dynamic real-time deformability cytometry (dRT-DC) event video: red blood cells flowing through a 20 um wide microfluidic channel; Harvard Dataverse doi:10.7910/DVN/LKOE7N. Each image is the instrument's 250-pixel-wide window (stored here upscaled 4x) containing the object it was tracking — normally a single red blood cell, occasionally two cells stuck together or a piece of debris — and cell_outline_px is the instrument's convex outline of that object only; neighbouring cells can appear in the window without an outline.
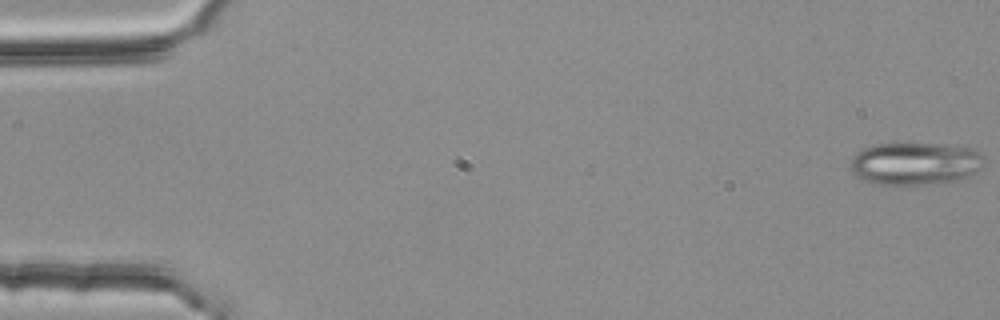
{"species": "common noctule bat (a hibernating species)", "species_latin": "Nyctalus noctula", "temperature_condition": "room temperature", "stored_images_in_passage": 54, "camera_frame_rate_fps": 3000, "um_per_image_px": 0.085, "animal": {"sex": "female", "body_mass_g": 25.1}, "frame": {"image": 1, "passage_image": 1, "time_ms": 0.0, "image_size_px": [1000, 320], "cell_outline_px": [[984, 156], [980, 168], [976, 172], [968, 176], [952, 180], [924, 184], [876, 184], [864, 180], [856, 176], [852, 172], [852, 156], [860, 148], [872, 144], [956, 144], [972, 148], [980, 152]], "centroid_in_image_um": [77.77, 13.87], "position_along_channel_um": 7.2, "area_um2": 33.12}}
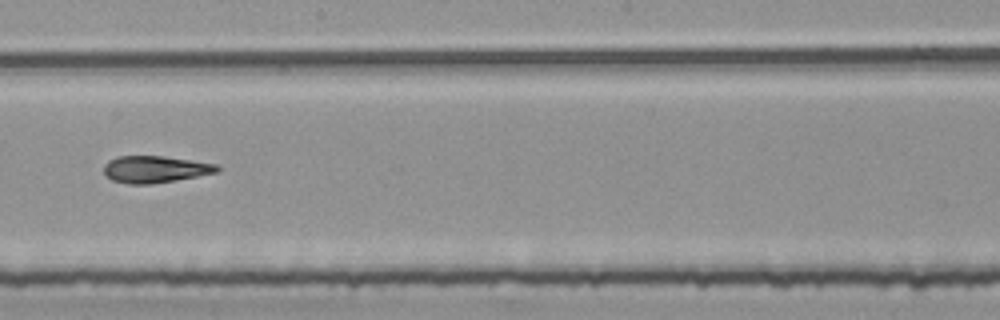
{"frame": {"image": 2, "passage_image": 31, "time_ms": 10.0, "image_size_px": [1000, 320], "cell_outline_px": [[220, 172], [176, 180], [152, 184], [128, 184], [112, 180], [104, 172], [104, 164], [108, 160], [116, 156], [164, 156], [216, 164], [220, 168]], "centroid_in_image_um": [13.18, 14.39], "position_along_channel_um": 235.0, "area_um2": 17.8}}
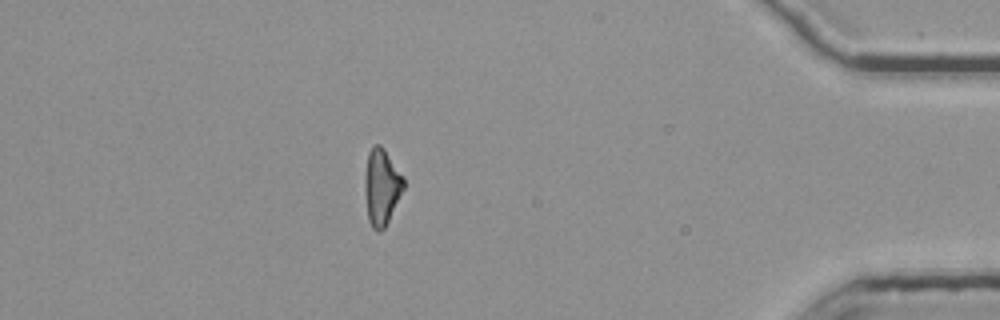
{"frame": {"image": 3, "passage_image": 48, "time_ms": 15.667, "image_size_px": [1000, 320], "cell_outline_px": [[404, 188], [384, 228], [380, 232], [376, 232], [372, 228], [368, 220], [364, 188], [364, 180], [368, 152], [372, 144], [380, 144], [384, 148], [404, 176]], "centroid_in_image_um": [32.42, 15.86], "position_along_channel_um": 402.8, "area_um2": 17.4}, "authors_computed_cell_mechanics": {"area_um2": 18.1492, "velocity_mm_per_s": 3.7943, "shape_relaxation_time_tau1_ms": 6.4478, "shape_relaxation_time_tau2_ms": 4.0469, "deformation_change_tau1": 0.1873, "deformation_change_tau2": 0.1215}}